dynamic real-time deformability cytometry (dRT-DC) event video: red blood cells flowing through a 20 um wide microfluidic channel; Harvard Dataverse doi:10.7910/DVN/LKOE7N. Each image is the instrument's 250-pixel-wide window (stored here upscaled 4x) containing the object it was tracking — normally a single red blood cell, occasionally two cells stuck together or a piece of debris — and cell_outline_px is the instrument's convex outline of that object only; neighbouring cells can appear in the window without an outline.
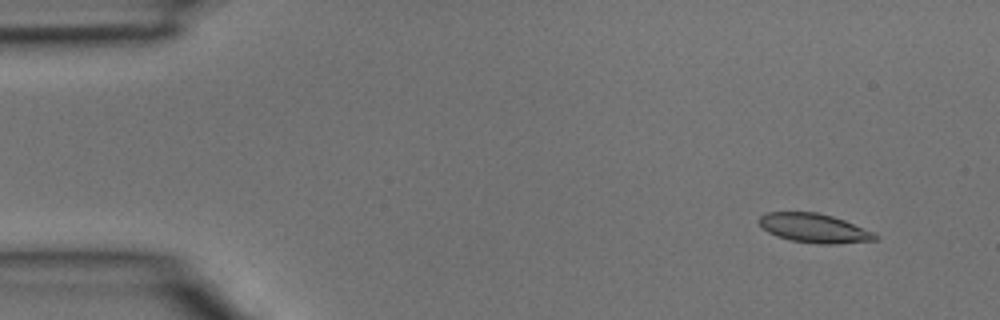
{"species": "common noctule bat (a hibernating species)", "species_latin": "Nyctalus noctula", "temperature_condition": "room temperature", "stored_images_in_passage": 4, "camera_frame_rate_fps": 3000, "um_per_image_px": 0.085, "animal": {"sex": "male", "body_mass_g": 15.6}, "frame": {"image": 1, "passage_image": 2, "time_ms": 0.333, "image_size_px": [1000, 320], "cell_outline_px": [[880, 236], [876, 240], [836, 244], [820, 244], [792, 240], [776, 236], [768, 232], [760, 224], [760, 216], [764, 212], [816, 212], [832, 216], [844, 220], [876, 232]], "centroid_in_image_um": [69.25, 19.39], "position_along_channel_um": 15.7, "area_um2": 19.71}}